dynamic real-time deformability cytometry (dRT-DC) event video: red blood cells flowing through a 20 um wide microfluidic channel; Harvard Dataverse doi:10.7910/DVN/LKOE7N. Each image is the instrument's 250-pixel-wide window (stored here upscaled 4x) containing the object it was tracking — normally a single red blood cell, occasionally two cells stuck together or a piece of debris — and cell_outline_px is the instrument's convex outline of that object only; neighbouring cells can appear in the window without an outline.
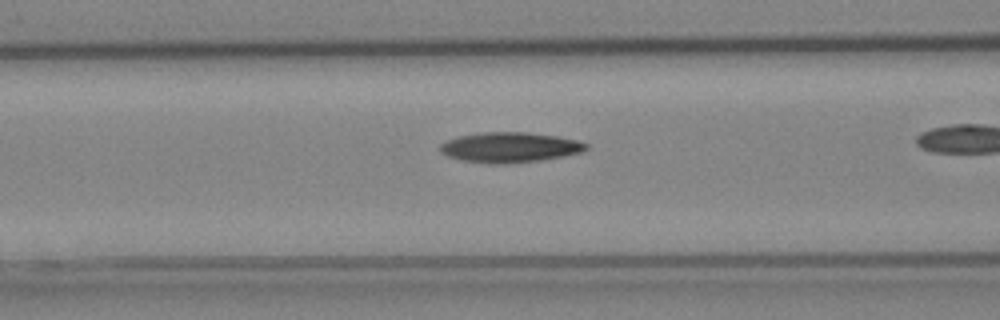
{"species": "Egyptian fruit bat (a non-hibernating species)", "species_latin": "Rousettus aegyptiacus", "temperature_condition": "cold", "stored_images_in_passage": 42, "camera_frame_rate_fps": 3000, "um_per_image_px": 0.085, "animal": {"sex": "female"}, "frame": {"image": 1, "passage_image": 19, "time_ms": 6.0, "image_size_px": [1000, 320], "cell_outline_px": [[588, 148], [580, 152], [540, 160], [504, 164], [496, 164], [464, 160], [448, 156], [440, 152], [440, 144], [448, 140], [460, 136], [480, 132], [524, 132], [556, 136], [576, 140], [588, 144]], "centroid_in_image_um": [43.31, 12.52], "position_along_channel_um": 123.3, "area_um2": 25.26}}